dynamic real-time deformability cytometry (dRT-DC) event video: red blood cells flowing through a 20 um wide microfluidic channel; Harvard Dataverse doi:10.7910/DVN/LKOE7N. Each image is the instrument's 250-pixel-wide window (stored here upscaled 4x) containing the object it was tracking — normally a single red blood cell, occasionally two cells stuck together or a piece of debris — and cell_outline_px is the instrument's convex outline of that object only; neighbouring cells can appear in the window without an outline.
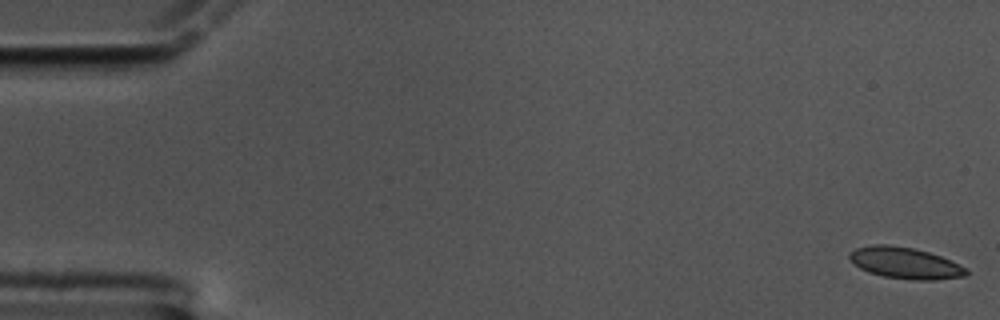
{"species": "common noctule bat (a hibernating species)", "species_latin": "Nyctalus noctula", "temperature_condition": "cold", "stored_images_in_passage": 60, "camera_frame_rate_fps": 3000, "um_per_image_px": 0.085, "animal": {"sex": "male", "body_mass_g": 17.5, "forearm_length_mm": 52.3}, "frame": {"image": 1, "passage_image": 1, "time_ms": 0.0, "image_size_px": [1000, 320], "cell_outline_px": [[968, 276], [936, 280], [912, 280], [884, 276], [868, 272], [860, 268], [848, 256], [848, 252], [856, 248], [872, 244], [888, 244], [912, 248], [928, 252], [940, 256], [960, 264], [968, 268]], "centroid_in_image_um": [76.97, 22.36], "position_along_channel_um": 8.0, "area_um2": 21.44}}
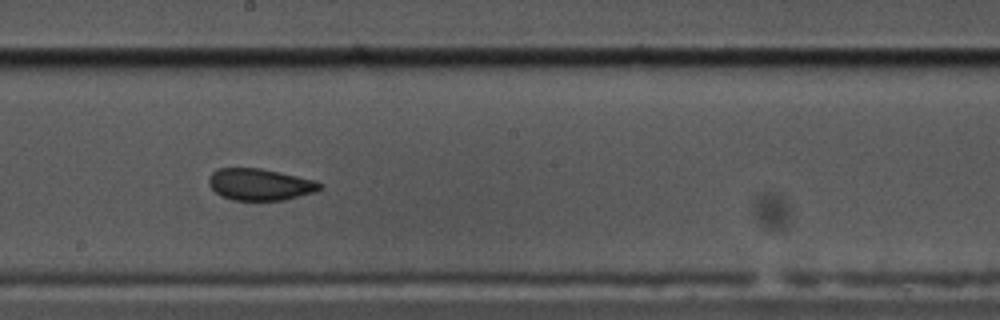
{"frame": {"image": 2, "passage_image": 33, "time_ms": 10.667, "image_size_px": [1000, 320], "cell_outline_px": [[324, 188], [316, 192], [284, 200], [232, 200], [220, 196], [208, 184], [208, 180], [212, 172], [220, 168], [260, 168], [316, 180], [324, 184]], "centroid_in_image_um": [22.14, 15.68], "position_along_channel_um": 226.1, "area_um2": 20.69}}
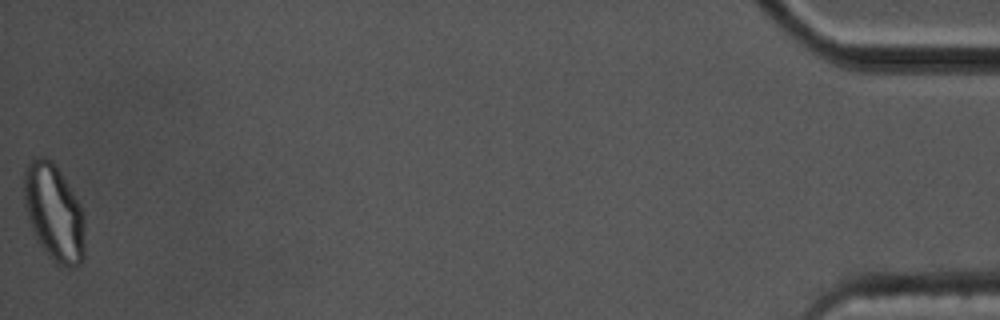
{"frame": {"image": 3, "passage_image": 60, "time_ms": 19.667, "image_size_px": [1000, 320], "cell_outline_px": [[84, 260], [80, 264], [72, 268], [68, 268], [56, 264], [40, 244], [32, 228], [24, 204], [24, 172], [32, 156], [44, 156], [60, 172], [80, 204], [84, 216]], "centroid_in_image_um": [4.6, 18.09], "position_along_channel_um": 430.6, "area_um2": 34.04}, "authors_computed_cell_mechanics": {"area_um2": 21.3571, "velocity_mm_per_s": 3.3498, "shape_relaxation_time_tau1_ms": null, "shape_relaxation_time_tau2_ms": 1.0128, "deformation_change_tau1": null, "deformation_change_tau2": 0.0436}}